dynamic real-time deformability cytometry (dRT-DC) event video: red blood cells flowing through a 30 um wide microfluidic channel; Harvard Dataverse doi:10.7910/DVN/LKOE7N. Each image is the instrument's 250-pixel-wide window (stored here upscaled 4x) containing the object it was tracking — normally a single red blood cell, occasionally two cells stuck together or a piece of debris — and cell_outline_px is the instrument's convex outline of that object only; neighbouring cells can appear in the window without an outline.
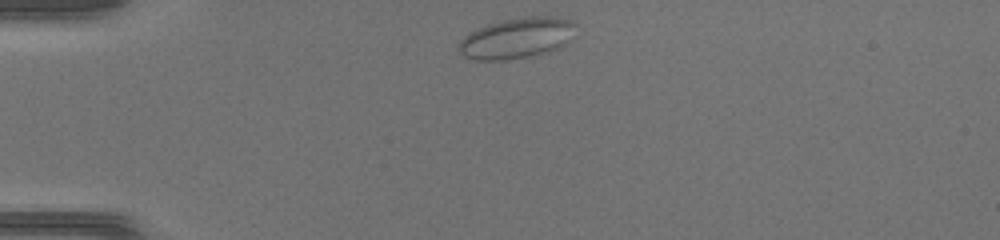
{"species": "common noctule bat (a hibernating species)", "species_latin": "Nyctalus noctula", "temperature_condition": "warm", "stored_images_in_passage": 39, "camera_frame_rate_fps": 3000, "um_per_image_px": 0.085, "animal": {"sex": "female", "body_mass_g": 17.0, "forearm_length_mm": 48.0}, "frame": {"image": 1, "passage_image": 1, "time_ms": 0.0, "image_size_px": [1000, 240], "cell_outline_px": [[576, 24], [568, 40], [564, 44], [548, 52], [508, 60], [476, 60], [464, 56], [460, 52], [460, 40], [464, 36], [476, 28], [488, 24], [504, 20], [524, 16], [556, 16], [572, 20]], "centroid_in_image_um": [43.92, 3.22], "position_along_channel_um": 41.1, "area_um2": 27.57}}
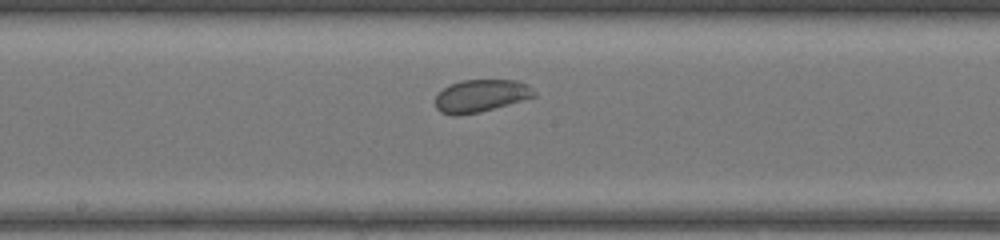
{"frame": {"image": 2, "passage_image": 16, "time_ms": 5.0, "image_size_px": [1000, 240], "cell_outline_px": [[536, 96], [480, 112], [456, 116], [452, 116], [440, 112], [436, 108], [436, 96], [448, 84], [460, 80], [516, 80], [528, 84], [536, 92]], "centroid_in_image_um": [40.86, 8.14], "position_along_channel_um": 207.3, "area_um2": 18.79}}
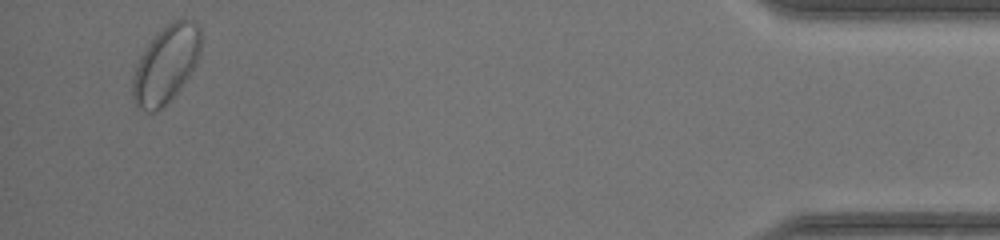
{"frame": {"image": 3, "passage_image": 37, "time_ms": 12.0, "image_size_px": [1000, 240], "cell_outline_px": [[200, 52], [196, 64], [180, 88], [164, 108], [156, 112], [148, 112], [140, 108], [136, 104], [132, 96], [132, 76], [140, 56], [148, 44], [172, 20], [196, 20], [200, 28]], "centroid_in_image_um": [14.1, 5.5], "position_along_channel_um": 421.1, "area_um2": 30.52}, "authors_computed_cell_mechanics": {"area_um2": 20.4612, "velocity_mm_per_s": 4.0994, "shape_relaxation_time_tau1_ms": null, "shape_relaxation_time_tau2_ms": 0.5014, "deformation_change_tau1": null, "deformation_change_tau2": 0.046}}